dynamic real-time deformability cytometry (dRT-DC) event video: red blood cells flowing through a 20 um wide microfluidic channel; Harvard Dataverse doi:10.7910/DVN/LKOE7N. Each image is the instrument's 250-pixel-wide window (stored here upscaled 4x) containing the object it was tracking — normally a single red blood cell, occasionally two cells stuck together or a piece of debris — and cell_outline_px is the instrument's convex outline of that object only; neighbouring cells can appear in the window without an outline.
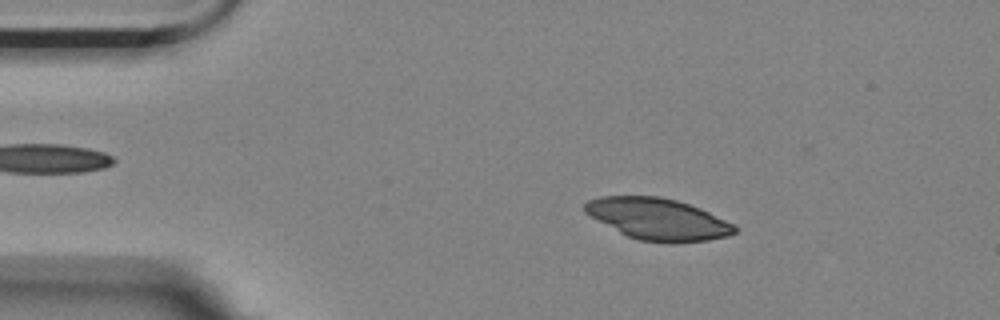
{"species": "Egyptian fruit bat (a non-hibernating species)", "species_latin": "Rousettus aegyptiacus", "temperature_condition": "room temperature", "stored_images_in_passage": 6, "camera_frame_rate_fps": 3000, "um_per_image_px": 0.085, "animal": {"sex": "female"}, "frame": {"image": 1, "passage_image": 3, "time_ms": 0.667, "image_size_px": [1000, 320], "cell_outline_px": [[736, 232], [728, 236], [708, 240], [672, 244], [668, 244], [640, 240], [628, 236], [620, 232], [584, 212], [584, 204], [588, 200], [600, 196], [660, 196], [676, 200], [700, 208], [736, 224]], "centroid_in_image_um": [55.96, 18.63], "position_along_channel_um": 29.0, "area_um2": 36.36}}